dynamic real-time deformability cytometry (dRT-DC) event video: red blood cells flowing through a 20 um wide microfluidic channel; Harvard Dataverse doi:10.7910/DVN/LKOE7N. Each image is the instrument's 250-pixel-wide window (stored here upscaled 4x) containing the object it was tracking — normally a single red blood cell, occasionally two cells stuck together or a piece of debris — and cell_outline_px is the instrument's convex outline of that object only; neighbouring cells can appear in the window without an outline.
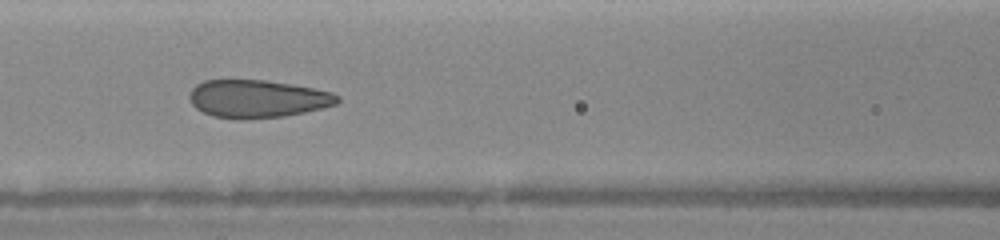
{"species": "human", "species_latin": "Homo sapiens", "temperature_condition": "warm", "stored_images_in_passage": 11, "camera_frame_rate_fps": 3000, "um_per_image_px": 0.085, "donor": {"sex": "female"}, "frame": {"image": 1, "passage_image": 10, "time_ms": 4.667, "image_size_px": [1000, 240], "cell_outline_px": [[340, 100], [336, 104], [324, 108], [284, 116], [212, 116], [196, 108], [192, 104], [188, 96], [192, 88], [196, 84], [204, 80], [264, 80], [292, 84], [332, 92], [340, 96]], "centroid_in_image_um": [21.91, 8.35], "position_along_channel_um": 144.7, "area_um2": 31.73}}